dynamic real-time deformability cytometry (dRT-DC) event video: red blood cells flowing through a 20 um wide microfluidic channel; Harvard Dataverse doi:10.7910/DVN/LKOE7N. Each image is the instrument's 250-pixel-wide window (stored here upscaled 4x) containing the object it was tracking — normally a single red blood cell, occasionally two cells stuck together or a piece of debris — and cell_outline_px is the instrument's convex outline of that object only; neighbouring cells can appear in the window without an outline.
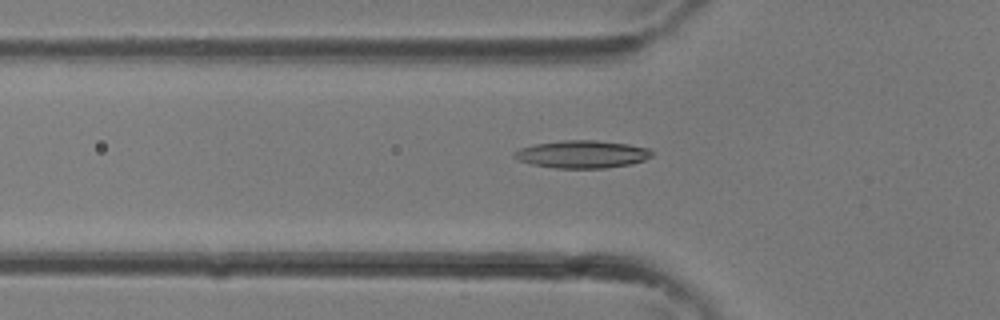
{"species": "common noctule bat (a hibernating species)", "species_latin": "Nyctalus noctula", "temperature_condition": "room temperature", "stored_images_in_passage": 34, "camera_frame_rate_fps": 3000, "um_per_image_px": 0.085, "animal": {"sex": "female"}, "frame": {"image": 1, "passage_image": 12, "time_ms": 3.667, "image_size_px": [1000, 320], "cell_outline_px": [[652, 156], [644, 160], [632, 164], [604, 168], [556, 168], [532, 164], [520, 160], [512, 156], [512, 152], [520, 148], [536, 144], [564, 140], [596, 140], [628, 144], [648, 148], [652, 152]], "centroid_in_image_um": [49.48, 13.11], "position_along_channel_um": 76.3, "area_um2": 22.08}}
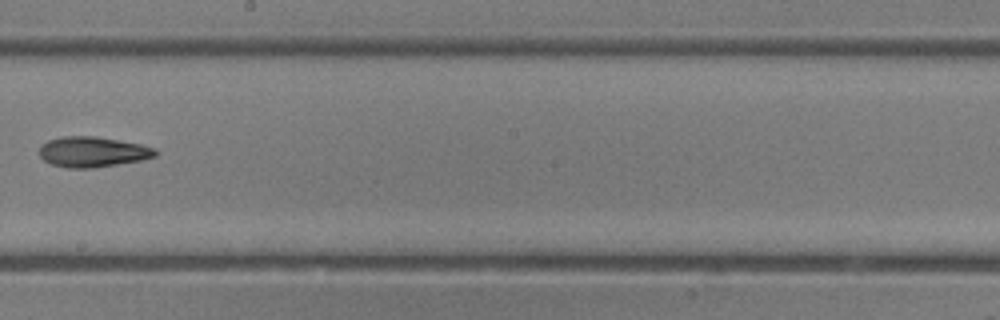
{"frame": {"image": 2, "passage_image": 20, "time_ms": 6.333, "image_size_px": [1000, 320], "cell_outline_px": [[156, 156], [140, 160], [92, 168], [68, 168], [52, 164], [44, 160], [40, 156], [40, 144], [48, 140], [60, 136], [96, 136], [140, 144], [156, 148]], "centroid_in_image_um": [7.84, 12.9], "position_along_channel_um": 240.4, "area_um2": 20.46}}
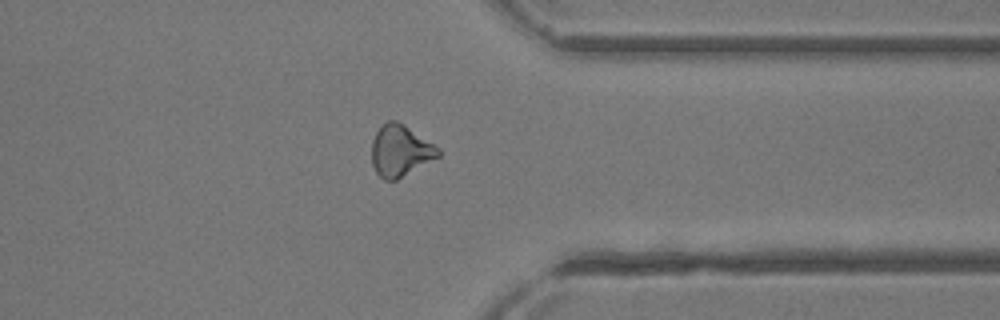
{"frame": {"image": 3, "passage_image": 27, "time_ms": 8.667, "image_size_px": [1000, 320], "cell_outline_px": [[440, 156], [396, 180], [384, 180], [376, 172], [372, 164], [372, 140], [376, 132], [388, 120], [396, 120], [404, 124], [440, 148]], "centroid_in_image_um": [34.03, 12.81], "position_along_channel_um": 377.4, "area_um2": 19.83}}